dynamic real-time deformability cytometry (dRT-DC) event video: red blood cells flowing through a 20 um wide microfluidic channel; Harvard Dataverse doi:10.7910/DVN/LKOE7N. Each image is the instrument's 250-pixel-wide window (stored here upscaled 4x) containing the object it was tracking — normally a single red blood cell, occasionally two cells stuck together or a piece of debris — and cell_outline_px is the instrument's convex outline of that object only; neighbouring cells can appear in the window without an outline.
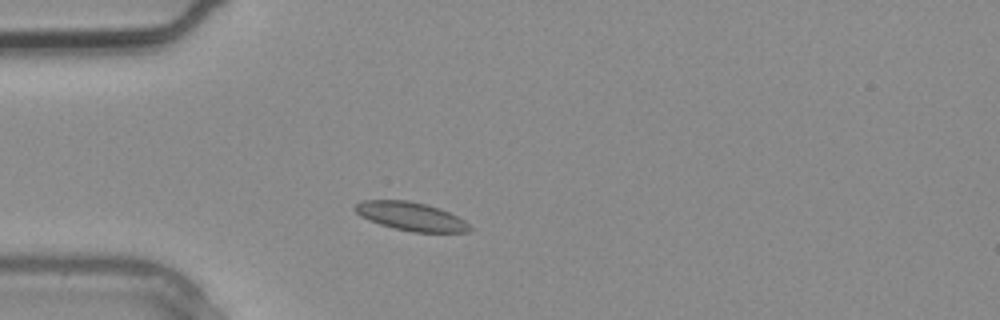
{"species": "common noctule bat (a hibernating species)", "species_latin": "Nyctalus noctula", "temperature_condition": "warm", "stored_images_in_passage": 2, "segment_of_instrument_passage": [1, 2], "camera_frame_rate_fps": 3000, "um_per_image_px": 0.085, "animal": {"sex": "male", "body_mass_g": 20.4}, "frame": {"image": 1, "passage_image": 1, "time_ms": 0.0, "image_size_px": [1000, 320], "cell_outline_px": [[472, 228], [468, 232], [412, 232], [380, 224], [368, 220], [360, 216], [352, 208], [356, 204], [364, 200], [408, 200], [424, 204], [448, 212], [464, 220]], "centroid_in_image_um": [34.89, 18.39], "position_along_channel_um": 50.1, "area_um2": 18.79}}